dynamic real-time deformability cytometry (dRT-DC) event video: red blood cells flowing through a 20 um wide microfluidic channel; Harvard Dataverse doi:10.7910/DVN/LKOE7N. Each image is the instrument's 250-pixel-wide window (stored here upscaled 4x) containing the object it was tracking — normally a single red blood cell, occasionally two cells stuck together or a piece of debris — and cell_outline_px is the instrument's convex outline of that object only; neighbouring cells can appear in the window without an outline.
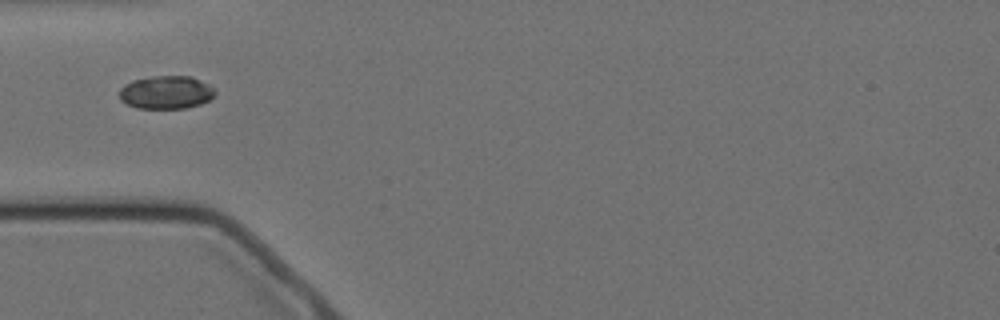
{"species": "Egyptian fruit bat (a non-hibernating species)", "species_latin": "Rousettus aegyptiacus", "temperature_condition": "cold", "stored_images_in_passage": 14, "camera_frame_rate_fps": 3000, "um_per_image_px": 0.085, "animal": {"sex": "female"}, "frame": {"image": 1, "passage_image": 4, "time_ms": 4.667, "image_size_px": [1000, 320], "cell_outline_px": [[216, 92], [208, 100], [200, 104], [184, 108], [136, 108], [120, 100], [120, 88], [124, 84], [132, 80], [152, 76], [192, 76], [216, 88]], "centroid_in_image_um": [14.12, 7.84], "position_along_channel_um": 70.9, "area_um2": 18.5}}
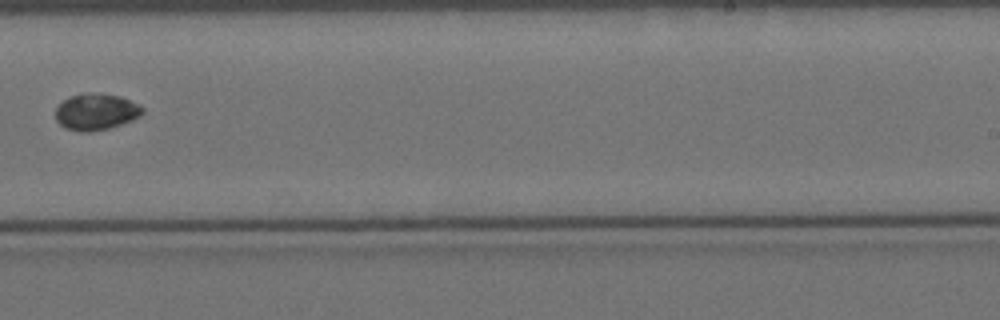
{"frame": {"image": 2, "passage_image": 9, "time_ms": 10.667, "image_size_px": [1000, 320], "cell_outline_px": [[144, 112], [140, 116], [132, 120], [108, 128], [92, 132], [80, 132], [64, 128], [56, 120], [56, 108], [68, 96], [92, 92], [120, 96], [140, 104], [144, 108]], "centroid_in_image_um": [8.17, 9.5], "position_along_channel_um": 280.8, "area_um2": 18.61}}
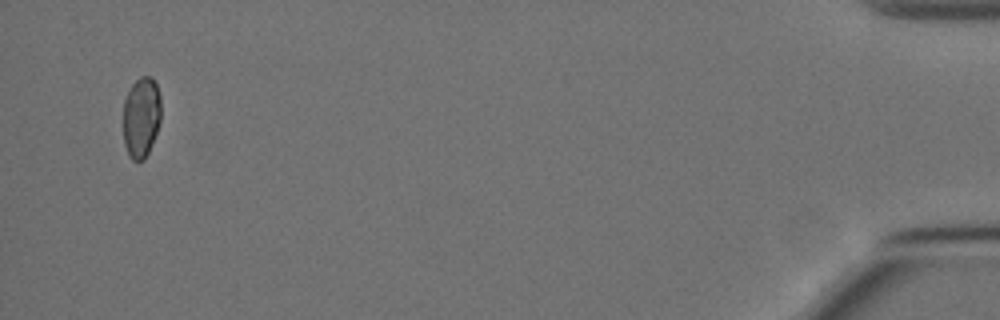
{"frame": {"image": 3, "passage_image": 14, "time_ms": 17.333, "image_size_px": [1000, 320], "cell_outline_px": [[160, 120], [156, 132], [148, 152], [144, 160], [132, 160], [128, 156], [124, 144], [124, 100], [132, 84], [140, 76], [152, 76], [156, 84], [160, 96]], "centroid_in_image_um": [12.0, 9.95], "position_along_channel_um": 423.2, "area_um2": 17.69}, "authors_computed_cell_mechanics": {"area_um2": 18.496, "velocity_mm_per_s": 3.4863, "shape_relaxation_time_tau1_ms": null, "shape_relaxation_time_tau2_ms": 0.7622, "deformation_change_tau1": null, "deformation_change_tau2": 0.0237}}